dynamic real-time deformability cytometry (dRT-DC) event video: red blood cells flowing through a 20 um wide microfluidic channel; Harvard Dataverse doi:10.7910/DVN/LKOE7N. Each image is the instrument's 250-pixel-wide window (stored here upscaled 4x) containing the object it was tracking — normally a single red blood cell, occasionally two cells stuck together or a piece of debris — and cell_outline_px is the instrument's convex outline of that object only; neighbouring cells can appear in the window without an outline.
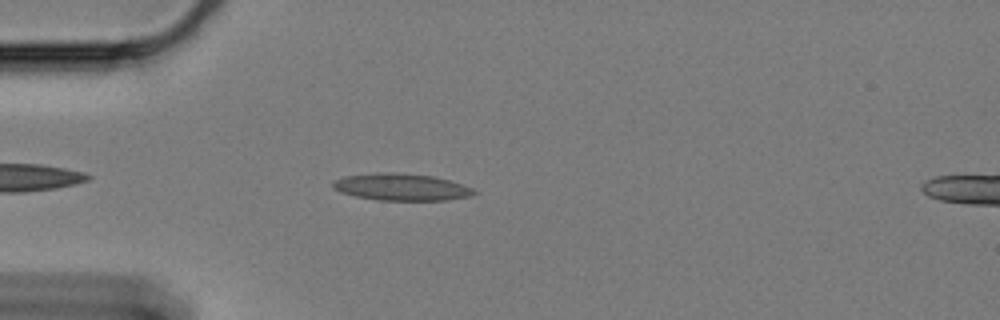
{"species": "Egyptian fruit bat (a non-hibernating species)", "species_latin": "Rousettus aegyptiacus", "temperature_condition": "cold", "stored_images_in_passage": 46, "camera_frame_rate_fps": 3000, "um_per_image_px": 0.085, "animal": {"sex": "female"}, "frame": {"image": 1, "passage_image": 6, "time_ms": 1.667, "image_size_px": [1000, 320], "cell_outline_px": [[480, 192], [472, 196], [448, 200], [376, 200], [356, 196], [340, 192], [332, 188], [332, 180], [344, 176], [376, 172], [396, 172], [432, 176], [448, 180], [472, 188]], "centroid_in_image_um": [34.09, 15.9], "position_along_channel_um": 50.9, "area_um2": 22.37}}
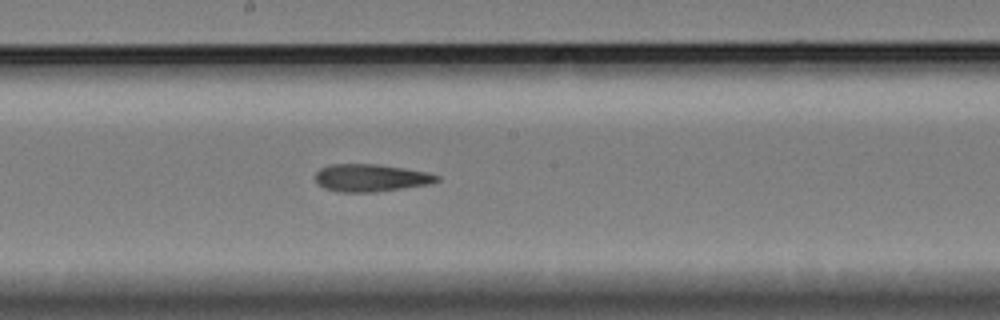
{"frame": {"image": 2, "passage_image": 22, "time_ms": 7.0, "image_size_px": [1000, 320], "cell_outline_px": [[440, 180], [428, 184], [376, 192], [336, 192], [324, 188], [316, 184], [316, 172], [320, 168], [328, 164], [376, 164], [404, 168], [428, 172], [440, 176]], "centroid_in_image_um": [31.48, 15.12], "position_along_channel_um": 216.7, "area_um2": 19.59}}
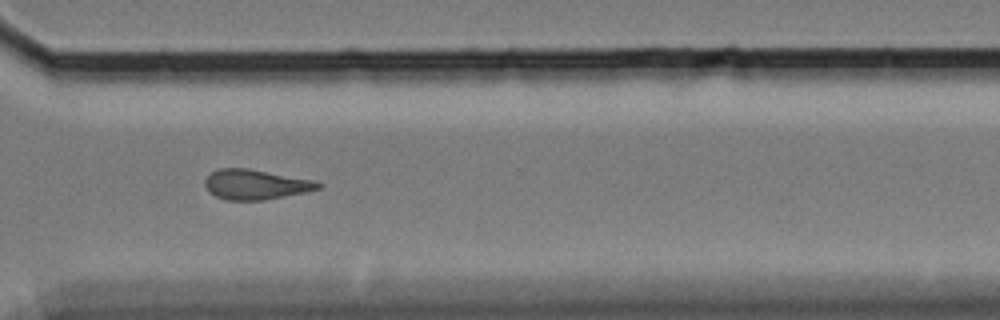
{"frame": {"image": 3, "passage_image": 34, "time_ms": 11.0, "image_size_px": [1000, 320], "cell_outline_px": [[324, 184], [320, 188], [304, 192], [264, 200], [224, 200], [208, 192], [204, 184], [204, 180], [212, 172], [220, 168], [248, 168], [312, 180]], "centroid_in_image_um": [21.68, 15.68], "position_along_channel_um": 348.9, "area_um2": 19.65}, "authors_computed_cell_mechanics": {"area_um2": 19.7965, "velocity_mm_per_s": 3.3075, "shape_relaxation_time_tau1_ms": null, "shape_relaxation_time_tau2_ms": 5.3251, "deformation_change_tau1": null, "deformation_change_tau2": 0.1637}}